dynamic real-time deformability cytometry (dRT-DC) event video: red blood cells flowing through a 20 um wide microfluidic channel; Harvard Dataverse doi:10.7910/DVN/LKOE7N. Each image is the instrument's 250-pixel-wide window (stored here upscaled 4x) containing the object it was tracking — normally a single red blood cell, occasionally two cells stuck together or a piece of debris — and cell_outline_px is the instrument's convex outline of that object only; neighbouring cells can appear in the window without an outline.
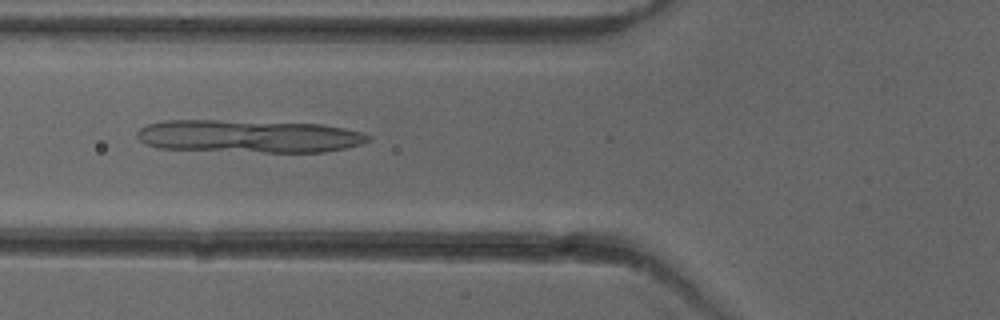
{"species": "common noctule bat (a hibernating species)", "species_latin": "Nyctalus noctula", "temperature_condition": "cold", "stored_images_in_passage": 15, "camera_frame_rate_fps": 3000, "um_per_image_px": 0.085, "animal": {"sex": "female"}, "frame": {"image": 1, "passage_image": 5, "time_ms": 1.333, "image_size_px": [1000, 320], "cell_outline_px": [[372, 136], [364, 144], [324, 152], [264, 152], [160, 148], [144, 144], [136, 136], [136, 132], [140, 128], [148, 124], [164, 120], [216, 120], [320, 124], [344, 128], [360, 132]], "centroid_in_image_um": [21.13, 11.58], "position_along_channel_um": 104.7, "area_um2": 44.04}}
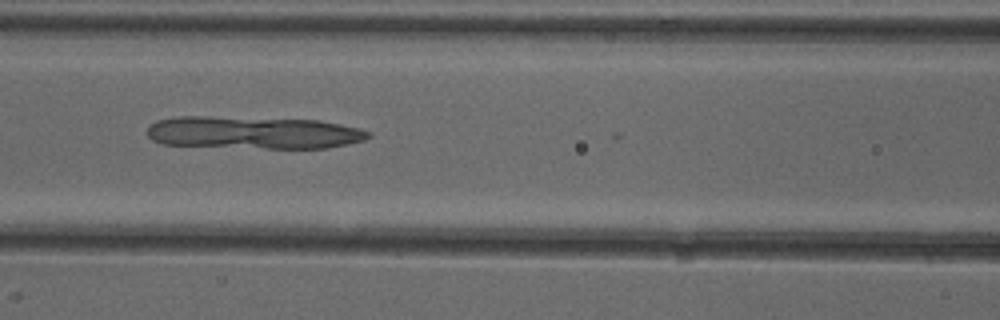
{"frame": {"image": 2, "passage_image": 8, "time_ms": 2.333, "image_size_px": [1000, 320], "cell_outline_px": [[372, 136], [364, 140], [348, 144], [328, 148], [264, 148], [164, 144], [152, 140], [148, 136], [148, 128], [156, 120], [180, 116], [208, 116], [320, 120], [360, 128], [372, 132]], "centroid_in_image_um": [21.59, 11.26], "position_along_channel_um": 145.0, "area_um2": 42.02}}
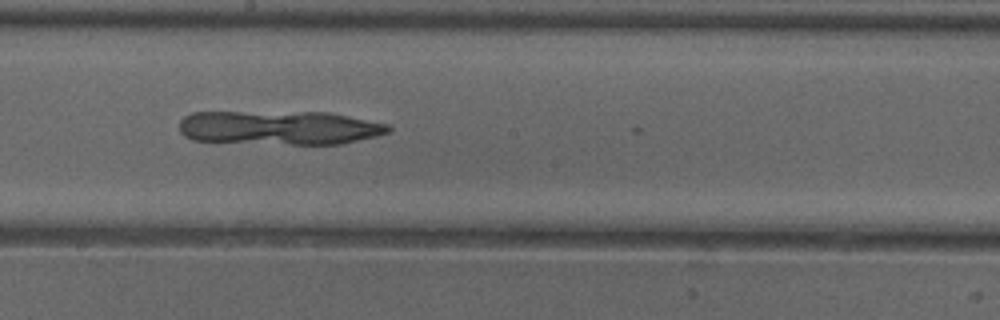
{"frame": {"image": 3, "passage_image": 14, "time_ms": 4.333, "image_size_px": [1000, 320], "cell_outline_px": [[392, 128], [388, 132], [376, 136], [340, 144], [292, 144], [192, 140], [184, 136], [180, 132], [180, 120], [184, 116], [192, 112], [328, 112], [388, 124]], "centroid_in_image_um": [23.73, 10.84], "position_along_channel_um": 224.5, "area_um2": 41.33}}